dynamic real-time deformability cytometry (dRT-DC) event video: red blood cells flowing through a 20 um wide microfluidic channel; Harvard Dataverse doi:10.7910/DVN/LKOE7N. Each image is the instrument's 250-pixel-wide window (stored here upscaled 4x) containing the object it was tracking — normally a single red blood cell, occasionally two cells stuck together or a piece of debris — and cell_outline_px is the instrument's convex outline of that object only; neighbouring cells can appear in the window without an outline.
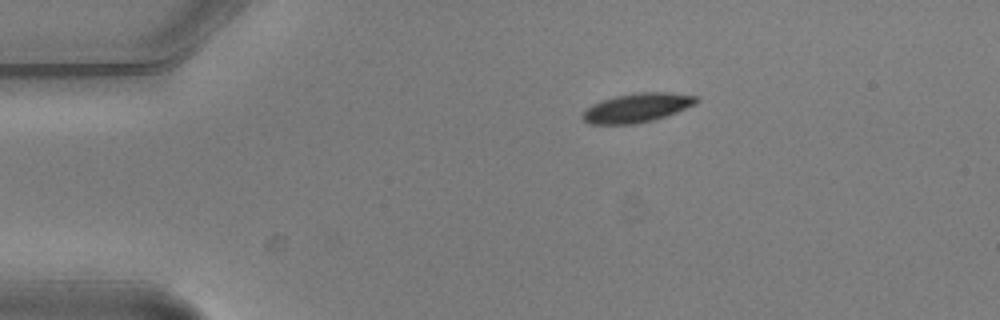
{"species": "common noctule bat (a hibernating species)", "species_latin": "Nyctalus noctula", "temperature_condition": "warm", "stored_images_in_passage": 3, "camera_frame_rate_fps": 3000, "um_per_image_px": 0.085, "animal": {"sex": "male", "body_mass_g": 20.5, "forearm_length_mm": 52.5}, "frame": {"image": 1, "passage_image": 3, "time_ms": 0.667, "image_size_px": [1000, 320], "cell_outline_px": [[700, 100], [696, 104], [676, 112], [652, 120], [636, 124], [588, 124], [580, 116], [584, 108], [592, 104], [616, 96], [640, 92], [668, 92], [700, 96]], "centroid_in_image_um": [54.14, 9.16], "position_along_channel_um": 30.9, "area_um2": 19.36}}